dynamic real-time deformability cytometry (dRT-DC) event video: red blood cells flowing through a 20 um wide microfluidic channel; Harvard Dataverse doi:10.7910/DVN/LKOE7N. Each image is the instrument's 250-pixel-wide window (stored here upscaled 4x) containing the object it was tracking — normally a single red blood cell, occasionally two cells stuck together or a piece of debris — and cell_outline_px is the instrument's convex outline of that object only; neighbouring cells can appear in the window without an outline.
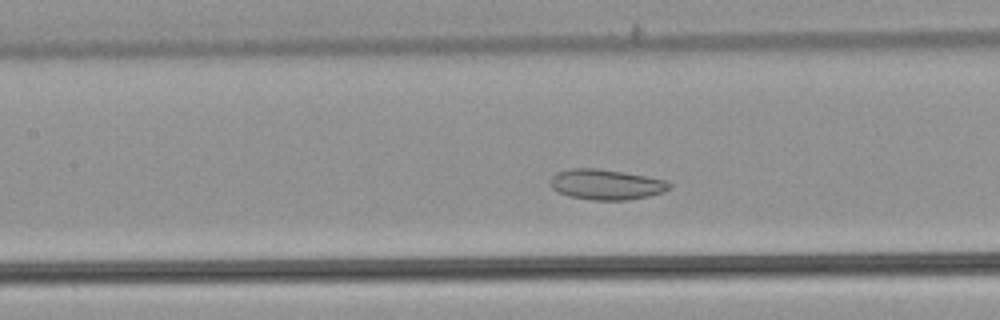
{"species": "common noctule bat (a hibernating species)", "species_latin": "Nyctalus noctula", "temperature_condition": "warm", "stored_images_in_passage": 45, "camera_frame_rate_fps": 3000, "um_per_image_px": 0.085, "animal": {"sex": "male", "body_mass_g": 21.5, "forearm_length_mm": 52.0}, "frame": {"image": 1, "passage_image": 21, "time_ms": 6.667, "image_size_px": [1000, 320], "cell_outline_px": [[672, 184], [664, 192], [648, 196], [628, 200], [592, 200], [568, 196], [552, 188], [548, 184], [548, 180], [556, 172], [572, 168], [596, 168], [624, 172], [664, 180]], "centroid_in_image_um": [51.47, 15.68], "position_along_channel_um": 155.9, "area_um2": 21.1}}
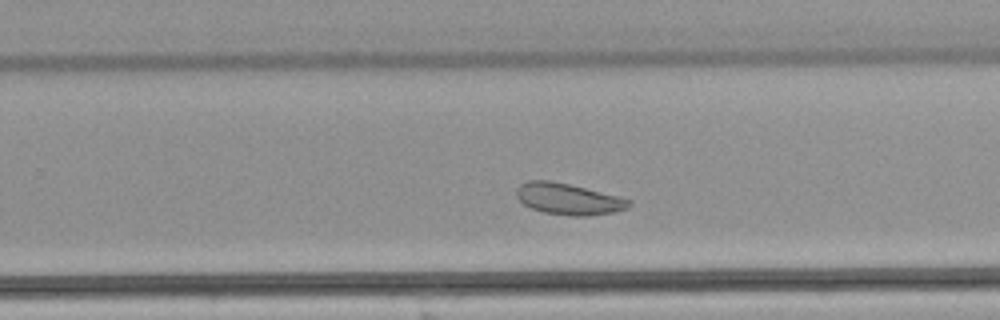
{"frame": {"image": 2, "passage_image": 31, "time_ms": 10.0, "image_size_px": [1000, 320], "cell_outline_px": [[632, 204], [628, 208], [616, 212], [588, 216], [568, 216], [544, 212], [532, 208], [524, 204], [516, 196], [516, 188], [520, 184], [528, 180], [548, 180], [568, 184], [620, 196], [632, 200]], "centroid_in_image_um": [48.35, 16.92], "position_along_channel_um": 281.5, "area_um2": 20.69}}
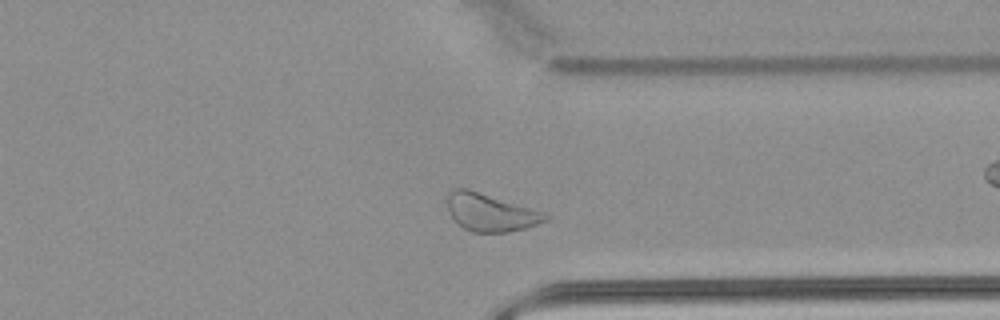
{"frame": {"image": 3, "passage_image": 38, "time_ms": 12.333, "image_size_px": [1000, 320], "cell_outline_px": [[552, 216], [548, 220], [524, 228], [508, 232], [472, 232], [464, 228], [452, 216], [448, 208], [448, 192], [452, 188], [468, 188], [548, 212]], "centroid_in_image_um": [41.76, 18.03], "position_along_channel_um": 369.6, "area_um2": 21.73}, "authors_computed_cell_mechanics": {"area_um2": 22.3108, "velocity_mm_per_s": 3.7813, "shape_relaxation_time_tau1_ms": null, "shape_relaxation_time_tau2_ms": 8.9095, "deformation_change_tau1": null, "deformation_change_tau2": 0.1359}}